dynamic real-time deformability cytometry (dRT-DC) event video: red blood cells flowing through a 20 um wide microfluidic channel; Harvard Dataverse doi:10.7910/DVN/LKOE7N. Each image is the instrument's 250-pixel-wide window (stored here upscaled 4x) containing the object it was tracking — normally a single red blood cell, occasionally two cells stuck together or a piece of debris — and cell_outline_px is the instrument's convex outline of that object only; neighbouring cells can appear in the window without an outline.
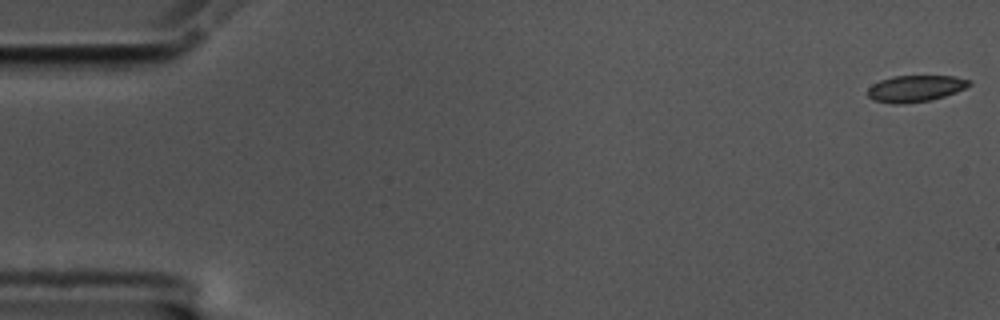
{"species": "common noctule bat (a hibernating species)", "species_latin": "Nyctalus noctula", "temperature_condition": "cold", "stored_images_in_passage": 58, "camera_frame_rate_fps": 3000, "um_per_image_px": 0.085, "animal": {"sex": "male", "body_mass_g": 17.5, "forearm_length_mm": 52.3}, "frame": {"image": 1, "passage_image": 1, "time_ms": 0.0, "image_size_px": [1000, 320], "cell_outline_px": [[972, 84], [956, 92], [932, 100], [904, 104], [892, 104], [872, 100], [868, 96], [868, 88], [872, 84], [880, 80], [892, 76], [952, 76], [972, 80]], "centroid_in_image_um": [77.79, 7.53], "position_along_channel_um": 7.2, "area_um2": 15.84}}
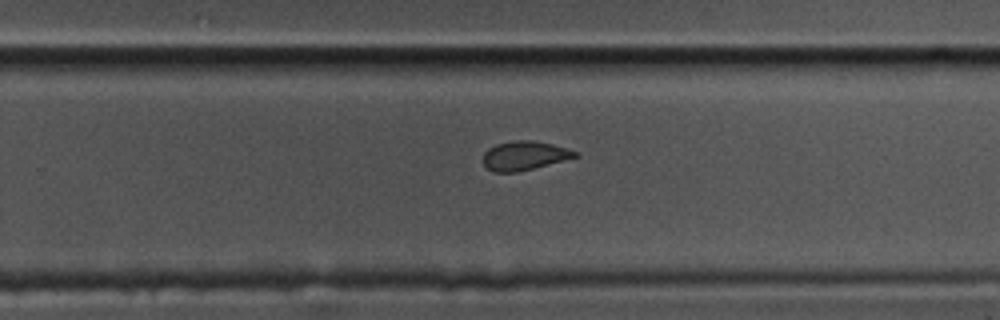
{"frame": {"image": 2, "passage_image": 37, "time_ms": 12.0, "image_size_px": [1000, 320], "cell_outline_px": [[580, 156], [516, 172], [492, 172], [484, 164], [484, 152], [488, 148], [496, 144], [516, 140], [532, 140], [552, 144], [568, 148], [576, 152]], "centroid_in_image_um": [44.57, 13.22], "position_along_channel_um": 285.2, "area_um2": 15.37}}
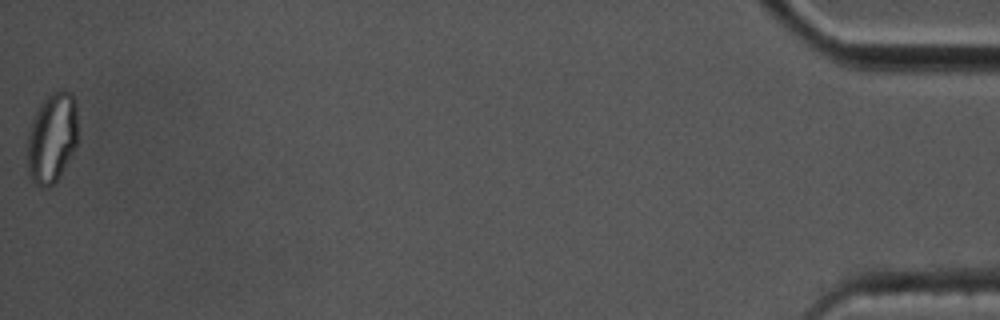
{"frame": {"image": 3, "passage_image": 58, "time_ms": 19.0, "image_size_px": [1000, 320], "cell_outline_px": [[76, 148], [56, 180], [48, 188], [40, 188], [28, 176], [28, 132], [32, 120], [40, 104], [52, 92], [64, 88], [72, 92], [76, 104]], "centroid_in_image_um": [4.41, 11.7], "position_along_channel_um": 430.8, "area_um2": 26.53}, "authors_computed_cell_mechanics": {"area_um2": 16.5597, "velocity_mm_per_s": 3.4834, "shape_relaxation_time_tau1_ms": 4.0256, "shape_relaxation_time_tau2_ms": 1.8966, "deformation_change_tau1": 0.1113, "deformation_change_tau2": 0.0482}}